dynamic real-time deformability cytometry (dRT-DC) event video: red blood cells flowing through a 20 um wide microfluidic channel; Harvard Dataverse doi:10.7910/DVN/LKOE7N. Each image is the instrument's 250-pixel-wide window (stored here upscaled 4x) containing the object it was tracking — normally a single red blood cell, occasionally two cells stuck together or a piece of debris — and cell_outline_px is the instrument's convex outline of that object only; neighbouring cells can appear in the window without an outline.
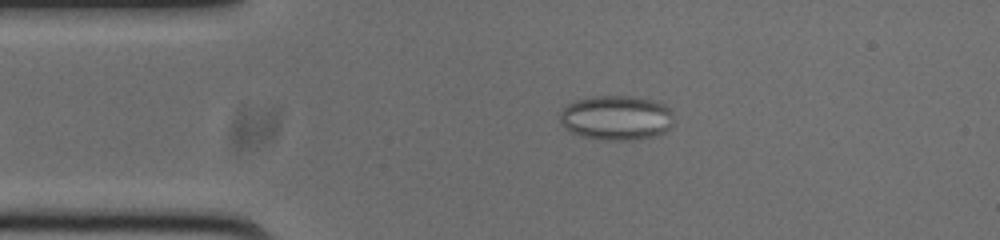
{"species": "common noctule bat (a hibernating species)", "species_latin": "Nyctalus noctula", "temperature_condition": "cold", "stored_images_in_passage": 48, "camera_frame_rate_fps": 3000, "um_per_image_px": 0.085, "animal": {"sex": "male", "body_mass_g": 20.0, "forearm_length_mm": 53.3}, "frame": {"image": 1, "passage_image": 3, "time_ms": 0.667, "image_size_px": [1000, 240], "cell_outline_px": [[672, 124], [664, 132], [656, 136], [632, 140], [604, 140], [580, 136], [568, 132], [560, 124], [560, 112], [568, 104], [576, 100], [596, 96], [632, 96], [652, 100], [664, 104], [672, 112]], "centroid_in_image_um": [52.36, 10.02], "position_along_channel_um": 32.6, "area_um2": 29.82}}
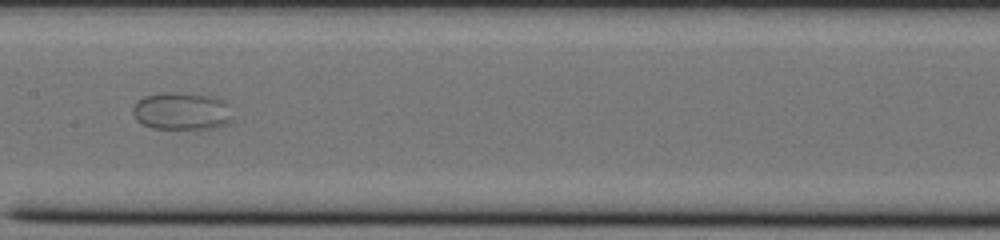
{"frame": {"image": 2, "passage_image": 19, "time_ms": 6.0, "image_size_px": [1000, 240], "cell_outline_px": [[232, 120], [228, 124], [216, 128], [152, 128], [136, 120], [132, 112], [132, 108], [136, 100], [144, 96], [160, 92], [176, 92], [216, 96], [224, 100], [228, 104], [232, 116]], "centroid_in_image_um": [15.45, 9.42], "position_along_channel_um": 191.9, "area_um2": 22.2}}
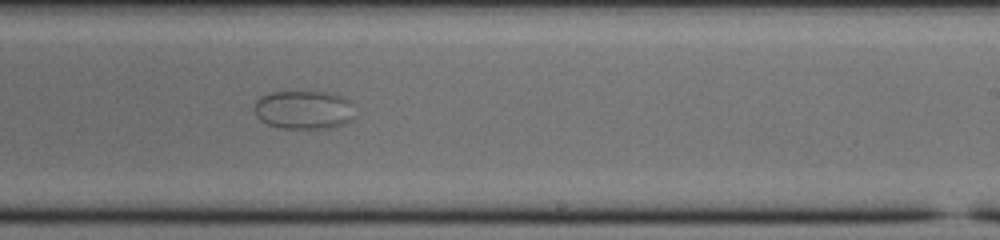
{"frame": {"image": 3, "passage_image": 25, "time_ms": 8.0, "image_size_px": [1000, 240], "cell_outline_px": [[356, 116], [352, 120], [344, 124], [332, 128], [280, 128], [268, 124], [260, 120], [256, 116], [252, 108], [256, 100], [260, 96], [272, 92], [332, 92], [344, 96], [352, 100]], "centroid_in_image_um": [25.87, 9.33], "position_along_channel_um": 263.1, "area_um2": 23.29}}